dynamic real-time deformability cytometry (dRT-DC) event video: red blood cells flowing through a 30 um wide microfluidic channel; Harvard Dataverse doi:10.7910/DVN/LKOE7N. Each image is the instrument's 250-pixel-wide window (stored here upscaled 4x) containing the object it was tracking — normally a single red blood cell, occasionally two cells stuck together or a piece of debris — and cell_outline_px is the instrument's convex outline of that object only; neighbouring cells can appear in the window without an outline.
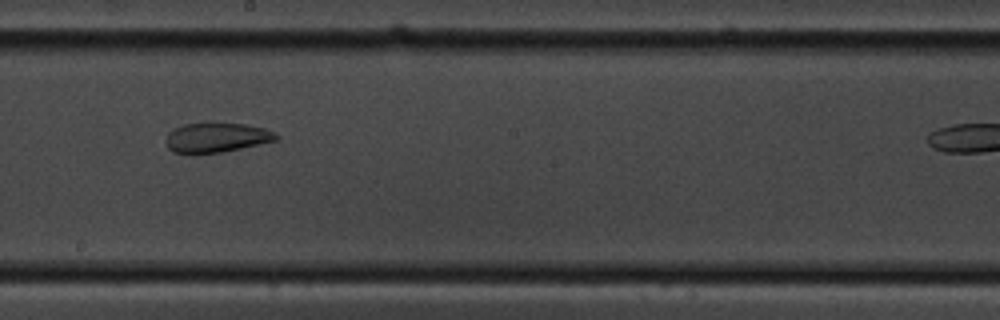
{"species": "common noctule bat (a hibernating species)", "species_latin": "Nyctalus noctula", "temperature_condition": "cold", "stored_images_in_passage": 37, "camera_frame_rate_fps": 3000, "um_per_image_px": 0.085, "animal": {"sex": "male", "body_mass_g": 19.5, "forearm_length_mm": 54.6}, "frame": {"image": 1, "passage_image": 22, "time_ms": 7.0, "image_size_px": [1000, 320], "cell_outline_px": [[280, 136], [276, 140], [260, 144], [220, 152], [172, 152], [168, 148], [168, 132], [184, 124], [212, 120], [244, 124], [264, 128]], "centroid_in_image_um": [18.43, 11.63], "position_along_channel_um": 229.8, "area_um2": 19.07}}